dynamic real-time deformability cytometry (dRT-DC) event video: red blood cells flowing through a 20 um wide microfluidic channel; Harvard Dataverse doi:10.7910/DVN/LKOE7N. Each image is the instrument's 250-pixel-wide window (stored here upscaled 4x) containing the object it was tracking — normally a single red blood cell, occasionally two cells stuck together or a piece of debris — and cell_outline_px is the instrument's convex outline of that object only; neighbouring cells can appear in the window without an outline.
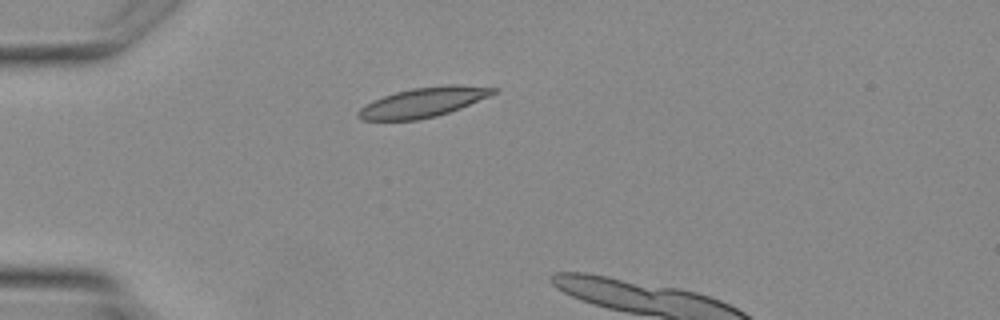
{"species": "Egyptian fruit bat (a non-hibernating species)", "species_latin": "Rousettus aegyptiacus", "temperature_condition": "warm", "stored_images_in_passage": 4, "camera_frame_rate_fps": 3000, "um_per_image_px": 0.085, "animal": {"sex": "female"}, "frame": {"image": 1, "passage_image": 3, "time_ms": 2.333, "image_size_px": [1000, 320], "cell_outline_px": [[500, 88], [496, 92], [488, 96], [460, 108], [436, 116], [416, 120], [360, 120], [356, 116], [356, 112], [360, 108], [372, 100], [396, 92], [412, 88], [444, 84], [460, 84]], "centroid_in_image_um": [35.96, 8.68], "position_along_channel_um": 49.0, "area_um2": 23.41}}